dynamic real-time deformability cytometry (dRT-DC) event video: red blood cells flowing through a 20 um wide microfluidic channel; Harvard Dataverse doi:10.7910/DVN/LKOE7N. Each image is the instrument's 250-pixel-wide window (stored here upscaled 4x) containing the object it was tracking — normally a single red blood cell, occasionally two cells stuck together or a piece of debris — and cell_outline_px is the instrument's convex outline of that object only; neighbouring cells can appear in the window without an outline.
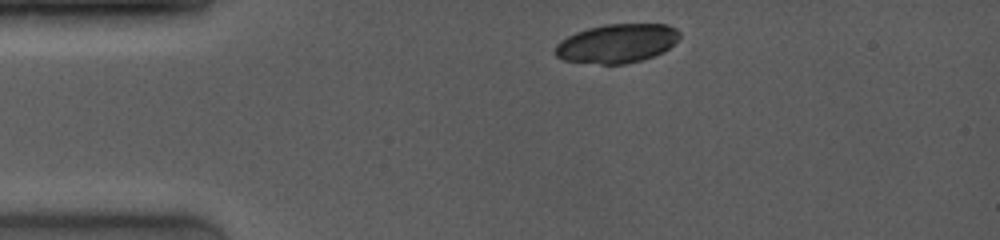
{"species": "common noctule bat (a hibernating species)", "species_latin": "Nyctalus noctula", "temperature_condition": "room temperature", "stored_images_in_passage": 2, "camera_frame_rate_fps": 4000, "um_per_image_px": 0.085, "animal": {"sex": "female", "body_mass_g": 19.0, "forearm_length_mm": 53.3}, "frame": {"image": 1, "passage_image": 1, "time_ms": 0.0, "image_size_px": [1000, 240], "cell_outline_px": [[680, 36], [664, 52], [640, 60], [624, 64], [600, 64], [564, 60], [556, 56], [552, 52], [556, 44], [560, 40], [576, 32], [588, 28], [604, 24], [668, 24], [676, 28], [680, 32]], "centroid_in_image_um": [52.41, 3.68], "position_along_channel_um": 32.6, "area_um2": 28.26}}